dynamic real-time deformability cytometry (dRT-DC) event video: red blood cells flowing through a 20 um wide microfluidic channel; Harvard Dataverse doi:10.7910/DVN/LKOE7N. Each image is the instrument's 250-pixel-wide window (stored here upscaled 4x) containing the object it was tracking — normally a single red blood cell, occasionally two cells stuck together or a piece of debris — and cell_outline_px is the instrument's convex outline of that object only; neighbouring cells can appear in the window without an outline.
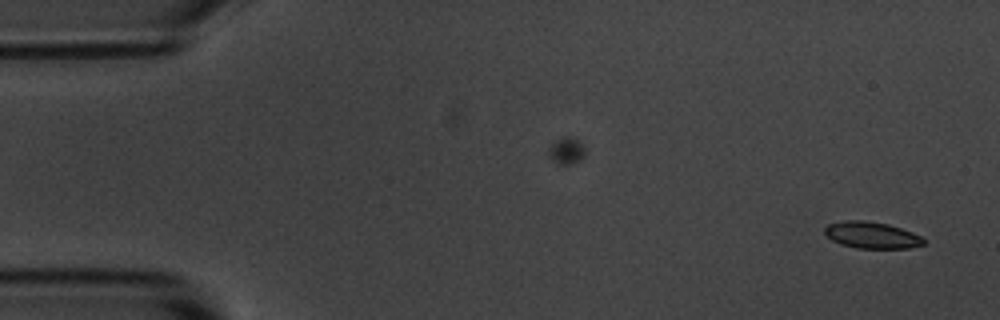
{"species": "common noctule bat (a hibernating species)", "species_latin": "Nyctalus noctula", "temperature_condition": "room temperature", "stored_images_in_passage": 56, "camera_frame_rate_fps": 3000, "um_per_image_px": 0.085, "animal": {"sex": "male", "body_mass_g": 20.1, "forearm_length_mm": 53.5}, "frame": {"image": 1, "passage_image": 2, "time_ms": 0.333, "image_size_px": [1000, 320], "cell_outline_px": [[924, 244], [908, 248], [856, 248], [840, 244], [832, 240], [824, 232], [824, 228], [828, 224], [844, 220], [864, 220], [888, 224], [912, 232], [920, 236], [924, 240]], "centroid_in_image_um": [74.06, 19.98], "position_along_channel_um": 10.9, "area_um2": 15.26}}
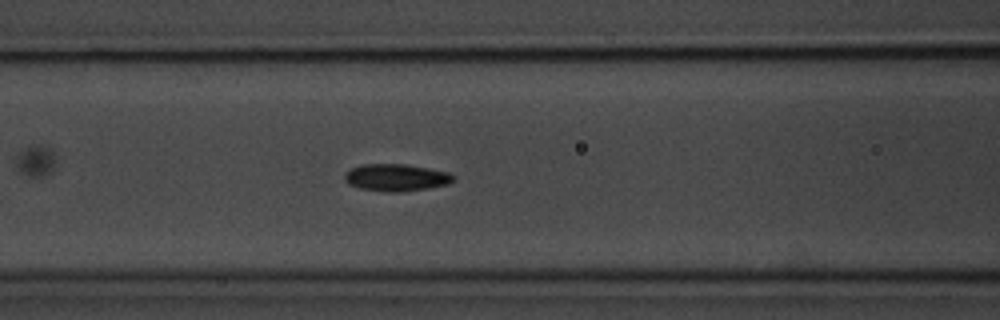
{"frame": {"image": 2, "passage_image": 22, "time_ms": 7.0, "image_size_px": [1000, 320], "cell_outline_px": [[456, 180], [448, 184], [428, 188], [404, 192], [384, 192], [360, 188], [348, 184], [344, 180], [344, 176], [352, 168], [364, 164], [404, 164], [428, 168], [448, 172], [456, 176]], "centroid_in_image_um": [33.71, 15.1], "position_along_channel_um": 132.9, "area_um2": 17.28}}
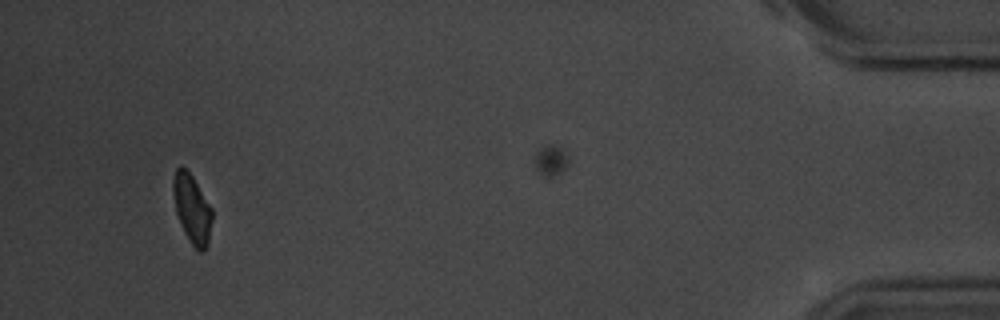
{"frame": {"image": 3, "passage_image": 52, "time_ms": 17.0, "image_size_px": [1000, 320], "cell_outline_px": [[212, 220], [208, 244], [200, 252], [192, 244], [184, 232], [176, 212], [172, 188], [172, 180], [176, 168], [180, 164], [192, 176], [212, 208]], "centroid_in_image_um": [16.31, 17.71], "position_along_channel_um": 418.9, "area_um2": 15.43}, "authors_computed_cell_mechanics": {"area_um2": 16.1551, "velocity_mm_per_s": 3.6259, "shape_relaxation_time_tau1_ms": 2.5114, "shape_relaxation_time_tau2_ms": null, "deformation_change_tau1": 0.0894, "deformation_change_tau2": null}}